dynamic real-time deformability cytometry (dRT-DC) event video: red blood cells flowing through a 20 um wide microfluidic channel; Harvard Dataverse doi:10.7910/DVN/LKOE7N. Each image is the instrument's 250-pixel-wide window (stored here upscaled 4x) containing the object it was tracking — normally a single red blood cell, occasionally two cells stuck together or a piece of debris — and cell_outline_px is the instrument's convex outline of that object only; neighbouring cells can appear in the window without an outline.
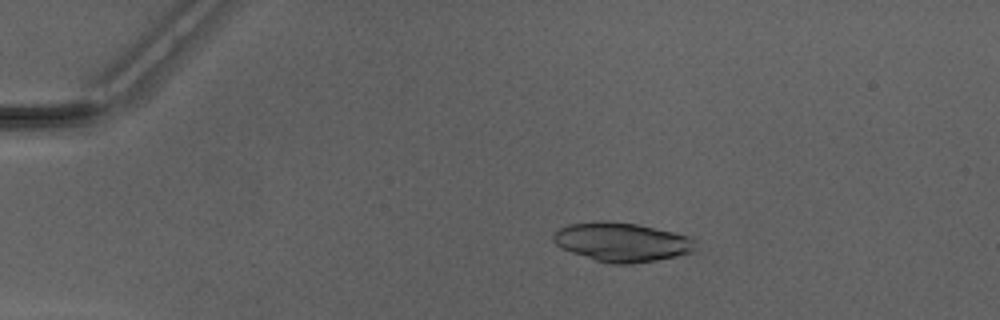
{"species": "Egyptian fruit bat (a non-hibernating species)", "species_latin": "Rousettus aegyptiacus", "temperature_condition": "warm", "stored_images_in_passage": 42, "camera_frame_rate_fps": 3000, "um_per_image_px": 0.085, "animal": {"sex": "male"}, "frame": {"image": 1, "passage_image": 3, "time_ms": 0.667, "image_size_px": [1000, 320], "cell_outline_px": [[696, 240], [692, 252], [676, 256], [656, 260], [628, 264], [612, 264], [596, 260], [572, 252], [556, 244], [552, 240], [552, 232], [568, 224], [600, 220], [608, 220], [636, 224], [672, 232], [688, 236]], "centroid_in_image_um": [52.82, 20.56], "position_along_channel_um": 32.2, "area_um2": 32.19}}